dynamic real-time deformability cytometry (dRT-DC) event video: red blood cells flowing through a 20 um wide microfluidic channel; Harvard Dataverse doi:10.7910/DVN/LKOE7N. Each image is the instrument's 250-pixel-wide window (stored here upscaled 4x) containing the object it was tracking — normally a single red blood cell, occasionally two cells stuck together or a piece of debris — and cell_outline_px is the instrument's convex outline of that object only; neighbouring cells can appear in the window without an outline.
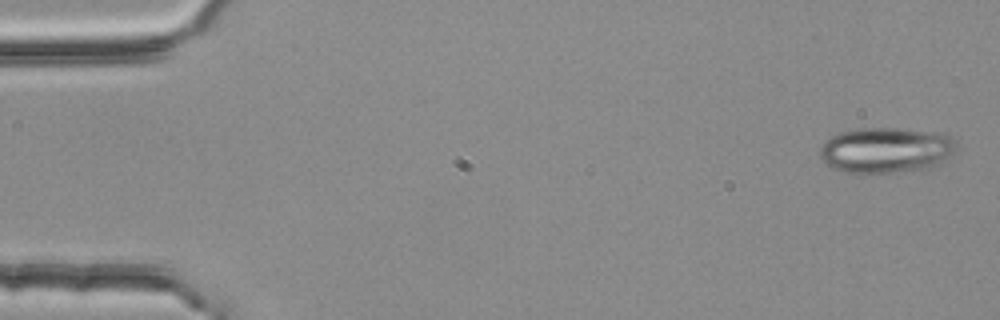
{"species": "common noctule bat (a hibernating species)", "species_latin": "Nyctalus noctula", "temperature_condition": "room temperature", "stored_images_in_passage": 4, "camera_frame_rate_fps": 3000, "um_per_image_px": 0.085, "animal": {"sex": "female", "body_mass_g": 25.1}, "frame": {"image": 1, "passage_image": 1, "time_ms": 0.0, "image_size_px": [1000, 320], "cell_outline_px": [[956, 148], [952, 156], [932, 168], [904, 172], [844, 172], [832, 168], [820, 156], [820, 144], [824, 140], [840, 132], [856, 128], [896, 128], [944, 132], [952, 136], [956, 140]], "centroid_in_image_um": [75.37, 12.74], "position_along_channel_um": 9.6, "area_um2": 36.88}}